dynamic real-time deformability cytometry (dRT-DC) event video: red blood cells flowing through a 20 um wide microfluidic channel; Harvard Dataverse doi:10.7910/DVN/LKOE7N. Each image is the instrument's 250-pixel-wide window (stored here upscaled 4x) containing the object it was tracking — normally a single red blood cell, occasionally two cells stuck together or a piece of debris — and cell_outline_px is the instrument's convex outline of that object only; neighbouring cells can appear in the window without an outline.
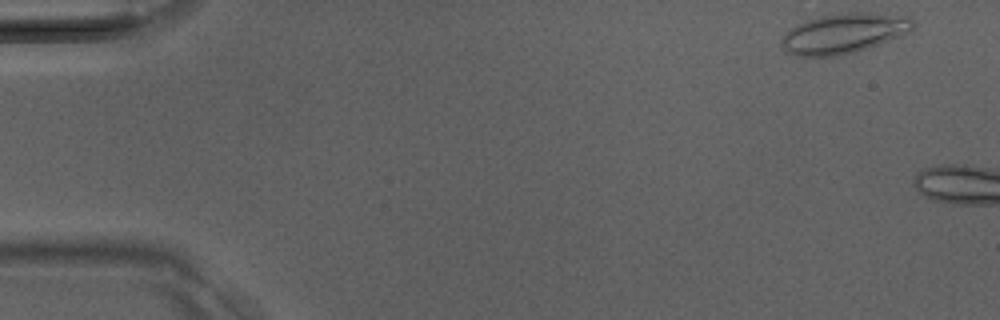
{"species": "Egyptian fruit bat (a non-hibernating species)", "species_latin": "Rousettus aegyptiacus", "temperature_condition": "room temperature", "stored_images_in_passage": 6, "camera_frame_rate_fps": 3000, "um_per_image_px": 0.085, "animal": {"sex": "male"}, "frame": {"image": 1, "passage_image": 1, "time_ms": 0.0, "image_size_px": [1000, 320], "cell_outline_px": [[916, 24], [908, 32], [868, 48], [856, 52], [836, 56], [792, 56], [784, 52], [780, 44], [780, 40], [796, 24], [804, 20], [820, 16], [848, 12], [868, 12], [908, 16]], "centroid_in_image_um": [71.68, 2.84], "position_along_channel_um": 13.3, "area_um2": 30.81}}